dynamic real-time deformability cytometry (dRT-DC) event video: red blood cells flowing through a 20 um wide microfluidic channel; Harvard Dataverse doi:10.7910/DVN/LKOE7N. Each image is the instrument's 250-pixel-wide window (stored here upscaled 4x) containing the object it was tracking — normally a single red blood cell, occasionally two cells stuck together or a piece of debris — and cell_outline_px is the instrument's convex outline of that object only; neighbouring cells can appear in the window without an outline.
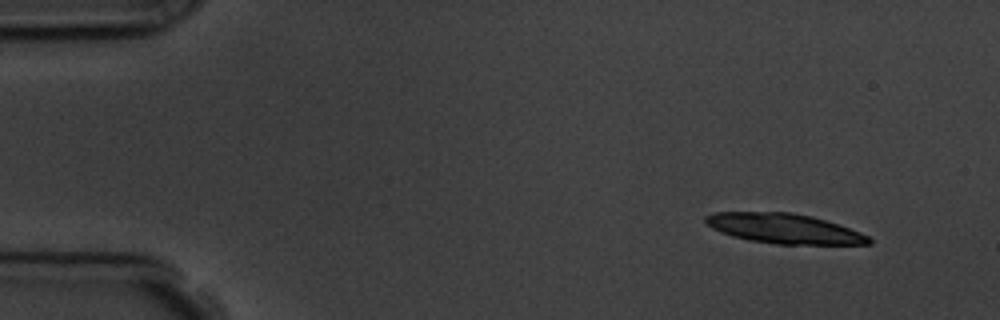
{"species": "common noctule bat (a hibernating species)", "species_latin": "Nyctalus noctula", "temperature_condition": "room temperature", "stored_images_in_passage": 4, "camera_frame_rate_fps": 3000, "um_per_image_px": 0.085, "animal": {"sex": "male", "body_mass_g": 19.5, "forearm_length_mm": 54.6}, "frame": {"image": 1, "passage_image": 1, "time_ms": 0.0, "image_size_px": [1000, 320], "cell_outline_px": [[872, 244], [776, 244], [748, 240], [732, 236], [720, 232], [712, 228], [704, 220], [704, 216], [712, 212], [792, 212], [812, 216], [860, 232], [868, 236], [872, 240]], "centroid_in_image_um": [66.61, 19.42], "position_along_channel_um": 18.4, "area_um2": 28.32}}